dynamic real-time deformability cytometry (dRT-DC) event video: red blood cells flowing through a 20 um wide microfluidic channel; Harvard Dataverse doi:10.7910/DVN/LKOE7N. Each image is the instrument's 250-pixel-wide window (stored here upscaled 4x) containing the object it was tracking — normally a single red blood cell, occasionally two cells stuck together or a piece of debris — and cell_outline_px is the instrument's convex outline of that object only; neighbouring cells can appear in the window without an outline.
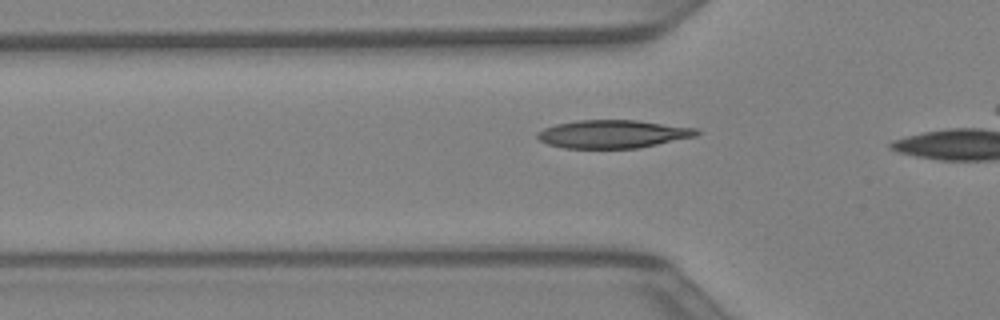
{"species": "Egyptian fruit bat (a non-hibernating species)", "species_latin": "Rousettus aegyptiacus", "temperature_condition": "warm", "stored_images_in_passage": 12, "camera_frame_rate_fps": 3000, "um_per_image_px": 0.085, "animal": {"sex": "female"}, "frame": {"image": 1, "passage_image": 7, "time_ms": 2.0, "image_size_px": [1000, 320], "cell_outline_px": [[700, 132], [696, 136], [640, 148], [564, 148], [548, 144], [540, 140], [536, 136], [536, 132], [544, 128], [556, 124], [576, 120], [636, 120], [700, 128]], "centroid_in_image_um": [52.12, 11.39], "position_along_channel_um": 73.7, "area_um2": 26.24}}
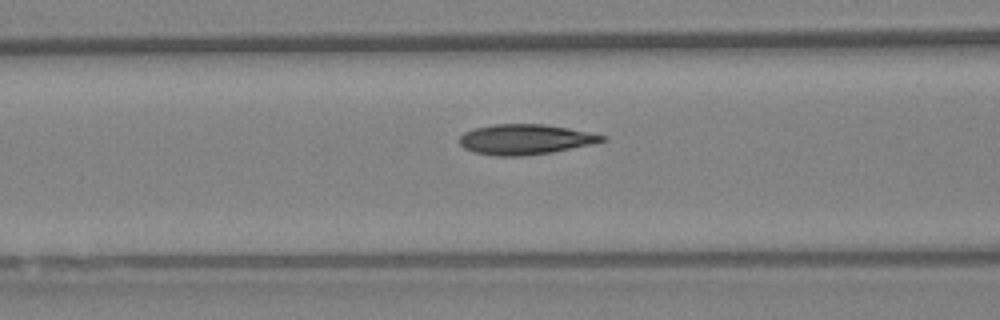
{"frame": {"image": 2, "passage_image": 10, "time_ms": 3.0, "image_size_px": [1000, 320], "cell_outline_px": [[608, 140], [596, 144], [552, 152], [524, 156], [496, 156], [472, 152], [464, 148], [460, 144], [460, 136], [464, 132], [476, 128], [492, 124], [544, 124], [568, 128], [608, 136]], "centroid_in_image_um": [44.69, 11.85], "position_along_channel_um": 121.9, "area_um2": 25.37}}